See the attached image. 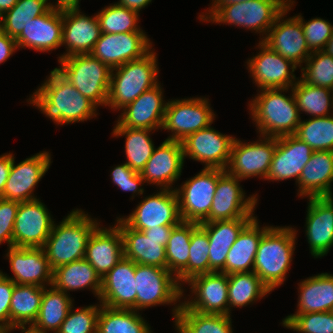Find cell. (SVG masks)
Instances as JSON below:
<instances>
[{
	"label": "cell",
	"instance_id": "obj_1",
	"mask_svg": "<svg viewBox=\"0 0 333 333\" xmlns=\"http://www.w3.org/2000/svg\"><path fill=\"white\" fill-rule=\"evenodd\" d=\"M27 102L60 126L91 120L98 114V107L55 68Z\"/></svg>",
	"mask_w": 333,
	"mask_h": 333
},
{
	"label": "cell",
	"instance_id": "obj_2",
	"mask_svg": "<svg viewBox=\"0 0 333 333\" xmlns=\"http://www.w3.org/2000/svg\"><path fill=\"white\" fill-rule=\"evenodd\" d=\"M101 225L82 209H73L59 224H53L43 249L54 270L85 258L86 247L93 231Z\"/></svg>",
	"mask_w": 333,
	"mask_h": 333
},
{
	"label": "cell",
	"instance_id": "obj_3",
	"mask_svg": "<svg viewBox=\"0 0 333 333\" xmlns=\"http://www.w3.org/2000/svg\"><path fill=\"white\" fill-rule=\"evenodd\" d=\"M286 96L284 92H289ZM249 101V114L257 132L264 137H281L295 134L301 121L292 88L259 90ZM283 93V94H282Z\"/></svg>",
	"mask_w": 333,
	"mask_h": 333
},
{
	"label": "cell",
	"instance_id": "obj_4",
	"mask_svg": "<svg viewBox=\"0 0 333 333\" xmlns=\"http://www.w3.org/2000/svg\"><path fill=\"white\" fill-rule=\"evenodd\" d=\"M296 228L271 226L261 237L253 271L271 290L284 284L290 270L297 240Z\"/></svg>",
	"mask_w": 333,
	"mask_h": 333
},
{
	"label": "cell",
	"instance_id": "obj_5",
	"mask_svg": "<svg viewBox=\"0 0 333 333\" xmlns=\"http://www.w3.org/2000/svg\"><path fill=\"white\" fill-rule=\"evenodd\" d=\"M288 1L248 0L223 7H209L198 18L201 22L223 23L255 31L262 41L277 17L287 8Z\"/></svg>",
	"mask_w": 333,
	"mask_h": 333
},
{
	"label": "cell",
	"instance_id": "obj_6",
	"mask_svg": "<svg viewBox=\"0 0 333 333\" xmlns=\"http://www.w3.org/2000/svg\"><path fill=\"white\" fill-rule=\"evenodd\" d=\"M157 61L153 48L144 57L113 68L106 107L121 111L142 93L156 86L159 83Z\"/></svg>",
	"mask_w": 333,
	"mask_h": 333
},
{
	"label": "cell",
	"instance_id": "obj_7",
	"mask_svg": "<svg viewBox=\"0 0 333 333\" xmlns=\"http://www.w3.org/2000/svg\"><path fill=\"white\" fill-rule=\"evenodd\" d=\"M55 69L97 107L108 100L112 69L92 54H75L58 60Z\"/></svg>",
	"mask_w": 333,
	"mask_h": 333
},
{
	"label": "cell",
	"instance_id": "obj_8",
	"mask_svg": "<svg viewBox=\"0 0 333 333\" xmlns=\"http://www.w3.org/2000/svg\"><path fill=\"white\" fill-rule=\"evenodd\" d=\"M135 285L136 311L157 305H174L172 314L175 319L181 306L182 287L168 269L135 263Z\"/></svg>",
	"mask_w": 333,
	"mask_h": 333
},
{
	"label": "cell",
	"instance_id": "obj_9",
	"mask_svg": "<svg viewBox=\"0 0 333 333\" xmlns=\"http://www.w3.org/2000/svg\"><path fill=\"white\" fill-rule=\"evenodd\" d=\"M215 118L206 97L171 99L167 101L162 129L171 133L168 140L182 142L194 132L212 125Z\"/></svg>",
	"mask_w": 333,
	"mask_h": 333
},
{
	"label": "cell",
	"instance_id": "obj_10",
	"mask_svg": "<svg viewBox=\"0 0 333 333\" xmlns=\"http://www.w3.org/2000/svg\"><path fill=\"white\" fill-rule=\"evenodd\" d=\"M224 171L223 169L203 168L198 174L182 183L180 187L174 188L182 221L200 224L208 218L218 178Z\"/></svg>",
	"mask_w": 333,
	"mask_h": 333
},
{
	"label": "cell",
	"instance_id": "obj_11",
	"mask_svg": "<svg viewBox=\"0 0 333 333\" xmlns=\"http://www.w3.org/2000/svg\"><path fill=\"white\" fill-rule=\"evenodd\" d=\"M277 145V137H264L254 142H242L235 137L230 160L225 169L229 174L240 180L252 177L266 179L273 154Z\"/></svg>",
	"mask_w": 333,
	"mask_h": 333
},
{
	"label": "cell",
	"instance_id": "obj_12",
	"mask_svg": "<svg viewBox=\"0 0 333 333\" xmlns=\"http://www.w3.org/2000/svg\"><path fill=\"white\" fill-rule=\"evenodd\" d=\"M242 180L226 170L219 176L208 218L204 222L254 218L258 195L247 197L240 183Z\"/></svg>",
	"mask_w": 333,
	"mask_h": 333
},
{
	"label": "cell",
	"instance_id": "obj_13",
	"mask_svg": "<svg viewBox=\"0 0 333 333\" xmlns=\"http://www.w3.org/2000/svg\"><path fill=\"white\" fill-rule=\"evenodd\" d=\"M121 219L131 228L142 231L158 226H176L182 220L175 189H160L144 197L128 216Z\"/></svg>",
	"mask_w": 333,
	"mask_h": 333
},
{
	"label": "cell",
	"instance_id": "obj_14",
	"mask_svg": "<svg viewBox=\"0 0 333 333\" xmlns=\"http://www.w3.org/2000/svg\"><path fill=\"white\" fill-rule=\"evenodd\" d=\"M294 4V0L288 1L287 8L277 17L262 42L300 68L312 52L306 43L300 19L297 16L284 19Z\"/></svg>",
	"mask_w": 333,
	"mask_h": 333
},
{
	"label": "cell",
	"instance_id": "obj_15",
	"mask_svg": "<svg viewBox=\"0 0 333 333\" xmlns=\"http://www.w3.org/2000/svg\"><path fill=\"white\" fill-rule=\"evenodd\" d=\"M256 46L260 51L246 63L258 91L259 89L292 88L299 79L294 74L297 66L271 50L262 41H259Z\"/></svg>",
	"mask_w": 333,
	"mask_h": 333
},
{
	"label": "cell",
	"instance_id": "obj_16",
	"mask_svg": "<svg viewBox=\"0 0 333 333\" xmlns=\"http://www.w3.org/2000/svg\"><path fill=\"white\" fill-rule=\"evenodd\" d=\"M187 283L192 295H188L191 297L187 300L186 297H183L184 290H182V298L185 300L181 302L187 309L202 314L228 315L227 274L223 272L201 274L193 277Z\"/></svg>",
	"mask_w": 333,
	"mask_h": 333
},
{
	"label": "cell",
	"instance_id": "obj_17",
	"mask_svg": "<svg viewBox=\"0 0 333 333\" xmlns=\"http://www.w3.org/2000/svg\"><path fill=\"white\" fill-rule=\"evenodd\" d=\"M40 199L19 203L13 230V246L43 248L54 220Z\"/></svg>",
	"mask_w": 333,
	"mask_h": 333
},
{
	"label": "cell",
	"instance_id": "obj_18",
	"mask_svg": "<svg viewBox=\"0 0 333 333\" xmlns=\"http://www.w3.org/2000/svg\"><path fill=\"white\" fill-rule=\"evenodd\" d=\"M152 45L146 32L102 33L90 54L113 69L144 57Z\"/></svg>",
	"mask_w": 333,
	"mask_h": 333
},
{
	"label": "cell",
	"instance_id": "obj_19",
	"mask_svg": "<svg viewBox=\"0 0 333 333\" xmlns=\"http://www.w3.org/2000/svg\"><path fill=\"white\" fill-rule=\"evenodd\" d=\"M234 139L235 136L225 135L210 125L182 141L184 160L189 157L203 163L204 168L225 170L230 160Z\"/></svg>",
	"mask_w": 333,
	"mask_h": 333
},
{
	"label": "cell",
	"instance_id": "obj_20",
	"mask_svg": "<svg viewBox=\"0 0 333 333\" xmlns=\"http://www.w3.org/2000/svg\"><path fill=\"white\" fill-rule=\"evenodd\" d=\"M51 162V154L47 151H41L18 164L13 156L1 198L19 203L39 199L34 195V189L50 168Z\"/></svg>",
	"mask_w": 333,
	"mask_h": 333
},
{
	"label": "cell",
	"instance_id": "obj_21",
	"mask_svg": "<svg viewBox=\"0 0 333 333\" xmlns=\"http://www.w3.org/2000/svg\"><path fill=\"white\" fill-rule=\"evenodd\" d=\"M13 276L0 272L15 284L52 286L53 269L43 248L11 246L5 254Z\"/></svg>",
	"mask_w": 333,
	"mask_h": 333
},
{
	"label": "cell",
	"instance_id": "obj_22",
	"mask_svg": "<svg viewBox=\"0 0 333 333\" xmlns=\"http://www.w3.org/2000/svg\"><path fill=\"white\" fill-rule=\"evenodd\" d=\"M184 161L182 142L165 139L154 148L140 174L145 183L157 185L159 190H173L172 185L180 178Z\"/></svg>",
	"mask_w": 333,
	"mask_h": 333
},
{
	"label": "cell",
	"instance_id": "obj_23",
	"mask_svg": "<svg viewBox=\"0 0 333 333\" xmlns=\"http://www.w3.org/2000/svg\"><path fill=\"white\" fill-rule=\"evenodd\" d=\"M159 82L122 109L114 127L162 129L167 102Z\"/></svg>",
	"mask_w": 333,
	"mask_h": 333
},
{
	"label": "cell",
	"instance_id": "obj_24",
	"mask_svg": "<svg viewBox=\"0 0 333 333\" xmlns=\"http://www.w3.org/2000/svg\"><path fill=\"white\" fill-rule=\"evenodd\" d=\"M80 11V8L62 11L61 46L67 49L58 60L75 54L91 53L102 34L97 15L90 17Z\"/></svg>",
	"mask_w": 333,
	"mask_h": 333
},
{
	"label": "cell",
	"instance_id": "obj_25",
	"mask_svg": "<svg viewBox=\"0 0 333 333\" xmlns=\"http://www.w3.org/2000/svg\"><path fill=\"white\" fill-rule=\"evenodd\" d=\"M305 234L314 258H322L333 246V197H310Z\"/></svg>",
	"mask_w": 333,
	"mask_h": 333
},
{
	"label": "cell",
	"instance_id": "obj_26",
	"mask_svg": "<svg viewBox=\"0 0 333 333\" xmlns=\"http://www.w3.org/2000/svg\"><path fill=\"white\" fill-rule=\"evenodd\" d=\"M135 262L123 257L102 279L100 304L136 311Z\"/></svg>",
	"mask_w": 333,
	"mask_h": 333
},
{
	"label": "cell",
	"instance_id": "obj_27",
	"mask_svg": "<svg viewBox=\"0 0 333 333\" xmlns=\"http://www.w3.org/2000/svg\"><path fill=\"white\" fill-rule=\"evenodd\" d=\"M314 150L294 134L277 137L266 180L284 181L294 178L298 183L300 174Z\"/></svg>",
	"mask_w": 333,
	"mask_h": 333
},
{
	"label": "cell",
	"instance_id": "obj_28",
	"mask_svg": "<svg viewBox=\"0 0 333 333\" xmlns=\"http://www.w3.org/2000/svg\"><path fill=\"white\" fill-rule=\"evenodd\" d=\"M62 11L50 8L45 14L33 18L15 39L18 49L29 48L49 52L61 47Z\"/></svg>",
	"mask_w": 333,
	"mask_h": 333
},
{
	"label": "cell",
	"instance_id": "obj_29",
	"mask_svg": "<svg viewBox=\"0 0 333 333\" xmlns=\"http://www.w3.org/2000/svg\"><path fill=\"white\" fill-rule=\"evenodd\" d=\"M123 257L120 229L115 224L108 229L99 225L89 237L85 259L102 279Z\"/></svg>",
	"mask_w": 333,
	"mask_h": 333
},
{
	"label": "cell",
	"instance_id": "obj_30",
	"mask_svg": "<svg viewBox=\"0 0 333 333\" xmlns=\"http://www.w3.org/2000/svg\"><path fill=\"white\" fill-rule=\"evenodd\" d=\"M115 225L123 238L124 257L136 264L167 269L166 245L168 240L147 238L143 231L129 227L120 216Z\"/></svg>",
	"mask_w": 333,
	"mask_h": 333
},
{
	"label": "cell",
	"instance_id": "obj_31",
	"mask_svg": "<svg viewBox=\"0 0 333 333\" xmlns=\"http://www.w3.org/2000/svg\"><path fill=\"white\" fill-rule=\"evenodd\" d=\"M333 151H314L298 180V197H333Z\"/></svg>",
	"mask_w": 333,
	"mask_h": 333
},
{
	"label": "cell",
	"instance_id": "obj_32",
	"mask_svg": "<svg viewBox=\"0 0 333 333\" xmlns=\"http://www.w3.org/2000/svg\"><path fill=\"white\" fill-rule=\"evenodd\" d=\"M253 218H237L202 222L200 225L207 231L209 251V273L220 272L225 267L230 247L234 244L242 229Z\"/></svg>",
	"mask_w": 333,
	"mask_h": 333
},
{
	"label": "cell",
	"instance_id": "obj_33",
	"mask_svg": "<svg viewBox=\"0 0 333 333\" xmlns=\"http://www.w3.org/2000/svg\"><path fill=\"white\" fill-rule=\"evenodd\" d=\"M270 227L269 225L260 227L255 216L242 229L234 244L230 247L225 267L220 272L229 275L253 271L259 241Z\"/></svg>",
	"mask_w": 333,
	"mask_h": 333
},
{
	"label": "cell",
	"instance_id": "obj_34",
	"mask_svg": "<svg viewBox=\"0 0 333 333\" xmlns=\"http://www.w3.org/2000/svg\"><path fill=\"white\" fill-rule=\"evenodd\" d=\"M52 286L68 294L69 291L90 289L97 299L101 293V278L85 259H80L53 270Z\"/></svg>",
	"mask_w": 333,
	"mask_h": 333
},
{
	"label": "cell",
	"instance_id": "obj_35",
	"mask_svg": "<svg viewBox=\"0 0 333 333\" xmlns=\"http://www.w3.org/2000/svg\"><path fill=\"white\" fill-rule=\"evenodd\" d=\"M298 304L294 314L327 312L333 308V274L320 273L298 284Z\"/></svg>",
	"mask_w": 333,
	"mask_h": 333
},
{
	"label": "cell",
	"instance_id": "obj_36",
	"mask_svg": "<svg viewBox=\"0 0 333 333\" xmlns=\"http://www.w3.org/2000/svg\"><path fill=\"white\" fill-rule=\"evenodd\" d=\"M71 298L53 286L44 287L39 313L31 327L43 333H57L73 306Z\"/></svg>",
	"mask_w": 333,
	"mask_h": 333
},
{
	"label": "cell",
	"instance_id": "obj_37",
	"mask_svg": "<svg viewBox=\"0 0 333 333\" xmlns=\"http://www.w3.org/2000/svg\"><path fill=\"white\" fill-rule=\"evenodd\" d=\"M146 322L139 311L100 304L97 333H152L150 325Z\"/></svg>",
	"mask_w": 333,
	"mask_h": 333
},
{
	"label": "cell",
	"instance_id": "obj_38",
	"mask_svg": "<svg viewBox=\"0 0 333 333\" xmlns=\"http://www.w3.org/2000/svg\"><path fill=\"white\" fill-rule=\"evenodd\" d=\"M271 290L254 272L233 273L228 275V315L232 308H241L267 296Z\"/></svg>",
	"mask_w": 333,
	"mask_h": 333
},
{
	"label": "cell",
	"instance_id": "obj_39",
	"mask_svg": "<svg viewBox=\"0 0 333 333\" xmlns=\"http://www.w3.org/2000/svg\"><path fill=\"white\" fill-rule=\"evenodd\" d=\"M44 287L14 284L10 302V328L31 326L36 320Z\"/></svg>",
	"mask_w": 333,
	"mask_h": 333
},
{
	"label": "cell",
	"instance_id": "obj_40",
	"mask_svg": "<svg viewBox=\"0 0 333 333\" xmlns=\"http://www.w3.org/2000/svg\"><path fill=\"white\" fill-rule=\"evenodd\" d=\"M174 325L177 333H233L231 315L202 314L182 303Z\"/></svg>",
	"mask_w": 333,
	"mask_h": 333
},
{
	"label": "cell",
	"instance_id": "obj_41",
	"mask_svg": "<svg viewBox=\"0 0 333 333\" xmlns=\"http://www.w3.org/2000/svg\"><path fill=\"white\" fill-rule=\"evenodd\" d=\"M153 131V132H152ZM154 130L127 127H114L113 137L125 136L126 164L141 173L155 148L151 139Z\"/></svg>",
	"mask_w": 333,
	"mask_h": 333
},
{
	"label": "cell",
	"instance_id": "obj_42",
	"mask_svg": "<svg viewBox=\"0 0 333 333\" xmlns=\"http://www.w3.org/2000/svg\"><path fill=\"white\" fill-rule=\"evenodd\" d=\"M292 90L299 113L304 112L310 117L333 115L332 89L310 85L300 78Z\"/></svg>",
	"mask_w": 333,
	"mask_h": 333
},
{
	"label": "cell",
	"instance_id": "obj_43",
	"mask_svg": "<svg viewBox=\"0 0 333 333\" xmlns=\"http://www.w3.org/2000/svg\"><path fill=\"white\" fill-rule=\"evenodd\" d=\"M195 222L181 221L174 226L166 249L167 269L176 277L187 265L190 254L192 231L198 226Z\"/></svg>",
	"mask_w": 333,
	"mask_h": 333
},
{
	"label": "cell",
	"instance_id": "obj_44",
	"mask_svg": "<svg viewBox=\"0 0 333 333\" xmlns=\"http://www.w3.org/2000/svg\"><path fill=\"white\" fill-rule=\"evenodd\" d=\"M209 246L207 231L199 224L191 234L188 265L176 276L182 290L193 277L209 273Z\"/></svg>",
	"mask_w": 333,
	"mask_h": 333
},
{
	"label": "cell",
	"instance_id": "obj_45",
	"mask_svg": "<svg viewBox=\"0 0 333 333\" xmlns=\"http://www.w3.org/2000/svg\"><path fill=\"white\" fill-rule=\"evenodd\" d=\"M49 0H18L2 18V31L16 39L33 18L45 14L49 9Z\"/></svg>",
	"mask_w": 333,
	"mask_h": 333
},
{
	"label": "cell",
	"instance_id": "obj_46",
	"mask_svg": "<svg viewBox=\"0 0 333 333\" xmlns=\"http://www.w3.org/2000/svg\"><path fill=\"white\" fill-rule=\"evenodd\" d=\"M294 135L314 151H333V115L301 120Z\"/></svg>",
	"mask_w": 333,
	"mask_h": 333
},
{
	"label": "cell",
	"instance_id": "obj_47",
	"mask_svg": "<svg viewBox=\"0 0 333 333\" xmlns=\"http://www.w3.org/2000/svg\"><path fill=\"white\" fill-rule=\"evenodd\" d=\"M96 15L102 33L144 32L138 26L140 14L116 3L104 7Z\"/></svg>",
	"mask_w": 333,
	"mask_h": 333
},
{
	"label": "cell",
	"instance_id": "obj_48",
	"mask_svg": "<svg viewBox=\"0 0 333 333\" xmlns=\"http://www.w3.org/2000/svg\"><path fill=\"white\" fill-rule=\"evenodd\" d=\"M300 78L313 86L333 90V57L323 51L312 52L301 67Z\"/></svg>",
	"mask_w": 333,
	"mask_h": 333
},
{
	"label": "cell",
	"instance_id": "obj_49",
	"mask_svg": "<svg viewBox=\"0 0 333 333\" xmlns=\"http://www.w3.org/2000/svg\"><path fill=\"white\" fill-rule=\"evenodd\" d=\"M282 326L299 333H333V313L290 314L282 320Z\"/></svg>",
	"mask_w": 333,
	"mask_h": 333
},
{
	"label": "cell",
	"instance_id": "obj_50",
	"mask_svg": "<svg viewBox=\"0 0 333 333\" xmlns=\"http://www.w3.org/2000/svg\"><path fill=\"white\" fill-rule=\"evenodd\" d=\"M71 307L66 319L57 333H97V318L100 302L97 305L82 306L78 309Z\"/></svg>",
	"mask_w": 333,
	"mask_h": 333
},
{
	"label": "cell",
	"instance_id": "obj_51",
	"mask_svg": "<svg viewBox=\"0 0 333 333\" xmlns=\"http://www.w3.org/2000/svg\"><path fill=\"white\" fill-rule=\"evenodd\" d=\"M296 16L300 19L309 50L311 52L322 51L333 35L332 23L320 17L304 21L301 14Z\"/></svg>",
	"mask_w": 333,
	"mask_h": 333
},
{
	"label": "cell",
	"instance_id": "obj_52",
	"mask_svg": "<svg viewBox=\"0 0 333 333\" xmlns=\"http://www.w3.org/2000/svg\"><path fill=\"white\" fill-rule=\"evenodd\" d=\"M111 180L122 191L132 192V200L136 195H143L145 185L144 180L139 172L132 170L125 162L117 165L111 170ZM136 194V195H135Z\"/></svg>",
	"mask_w": 333,
	"mask_h": 333
},
{
	"label": "cell",
	"instance_id": "obj_53",
	"mask_svg": "<svg viewBox=\"0 0 333 333\" xmlns=\"http://www.w3.org/2000/svg\"><path fill=\"white\" fill-rule=\"evenodd\" d=\"M19 202L0 198V245L13 246V230Z\"/></svg>",
	"mask_w": 333,
	"mask_h": 333
},
{
	"label": "cell",
	"instance_id": "obj_54",
	"mask_svg": "<svg viewBox=\"0 0 333 333\" xmlns=\"http://www.w3.org/2000/svg\"><path fill=\"white\" fill-rule=\"evenodd\" d=\"M14 284L0 272V332L10 329V302Z\"/></svg>",
	"mask_w": 333,
	"mask_h": 333
},
{
	"label": "cell",
	"instance_id": "obj_55",
	"mask_svg": "<svg viewBox=\"0 0 333 333\" xmlns=\"http://www.w3.org/2000/svg\"><path fill=\"white\" fill-rule=\"evenodd\" d=\"M18 49L16 40L0 31V64L5 63Z\"/></svg>",
	"mask_w": 333,
	"mask_h": 333
},
{
	"label": "cell",
	"instance_id": "obj_56",
	"mask_svg": "<svg viewBox=\"0 0 333 333\" xmlns=\"http://www.w3.org/2000/svg\"><path fill=\"white\" fill-rule=\"evenodd\" d=\"M13 156L11 152L0 155V198L2 197L5 183L9 176Z\"/></svg>",
	"mask_w": 333,
	"mask_h": 333
},
{
	"label": "cell",
	"instance_id": "obj_57",
	"mask_svg": "<svg viewBox=\"0 0 333 333\" xmlns=\"http://www.w3.org/2000/svg\"><path fill=\"white\" fill-rule=\"evenodd\" d=\"M174 226H158L155 228L142 230L147 238L168 240Z\"/></svg>",
	"mask_w": 333,
	"mask_h": 333
},
{
	"label": "cell",
	"instance_id": "obj_58",
	"mask_svg": "<svg viewBox=\"0 0 333 333\" xmlns=\"http://www.w3.org/2000/svg\"><path fill=\"white\" fill-rule=\"evenodd\" d=\"M152 0H119L116 4L126 7L129 10L140 12L141 9L145 8Z\"/></svg>",
	"mask_w": 333,
	"mask_h": 333
},
{
	"label": "cell",
	"instance_id": "obj_59",
	"mask_svg": "<svg viewBox=\"0 0 333 333\" xmlns=\"http://www.w3.org/2000/svg\"><path fill=\"white\" fill-rule=\"evenodd\" d=\"M81 0H57L54 4L53 3H49L50 8L55 9V10H60V11H64V10H69V9H76V8H80L79 4H80Z\"/></svg>",
	"mask_w": 333,
	"mask_h": 333
},
{
	"label": "cell",
	"instance_id": "obj_60",
	"mask_svg": "<svg viewBox=\"0 0 333 333\" xmlns=\"http://www.w3.org/2000/svg\"><path fill=\"white\" fill-rule=\"evenodd\" d=\"M18 0H0V15L2 16L5 12L9 11Z\"/></svg>",
	"mask_w": 333,
	"mask_h": 333
},
{
	"label": "cell",
	"instance_id": "obj_61",
	"mask_svg": "<svg viewBox=\"0 0 333 333\" xmlns=\"http://www.w3.org/2000/svg\"><path fill=\"white\" fill-rule=\"evenodd\" d=\"M243 1H248V0H212V5L210 7H223L226 5L234 4V3H239Z\"/></svg>",
	"mask_w": 333,
	"mask_h": 333
},
{
	"label": "cell",
	"instance_id": "obj_62",
	"mask_svg": "<svg viewBox=\"0 0 333 333\" xmlns=\"http://www.w3.org/2000/svg\"><path fill=\"white\" fill-rule=\"evenodd\" d=\"M322 51L333 57V35L327 41Z\"/></svg>",
	"mask_w": 333,
	"mask_h": 333
},
{
	"label": "cell",
	"instance_id": "obj_63",
	"mask_svg": "<svg viewBox=\"0 0 333 333\" xmlns=\"http://www.w3.org/2000/svg\"><path fill=\"white\" fill-rule=\"evenodd\" d=\"M17 330H21L22 333H43L33 329L31 326H16Z\"/></svg>",
	"mask_w": 333,
	"mask_h": 333
},
{
	"label": "cell",
	"instance_id": "obj_64",
	"mask_svg": "<svg viewBox=\"0 0 333 333\" xmlns=\"http://www.w3.org/2000/svg\"><path fill=\"white\" fill-rule=\"evenodd\" d=\"M15 330H16V328L13 327V328H10V329H7V330H4V331H2V332H0V333H10L11 331H15Z\"/></svg>",
	"mask_w": 333,
	"mask_h": 333
},
{
	"label": "cell",
	"instance_id": "obj_65",
	"mask_svg": "<svg viewBox=\"0 0 333 333\" xmlns=\"http://www.w3.org/2000/svg\"><path fill=\"white\" fill-rule=\"evenodd\" d=\"M2 30V18H1V15H0V31Z\"/></svg>",
	"mask_w": 333,
	"mask_h": 333
}]
</instances>
